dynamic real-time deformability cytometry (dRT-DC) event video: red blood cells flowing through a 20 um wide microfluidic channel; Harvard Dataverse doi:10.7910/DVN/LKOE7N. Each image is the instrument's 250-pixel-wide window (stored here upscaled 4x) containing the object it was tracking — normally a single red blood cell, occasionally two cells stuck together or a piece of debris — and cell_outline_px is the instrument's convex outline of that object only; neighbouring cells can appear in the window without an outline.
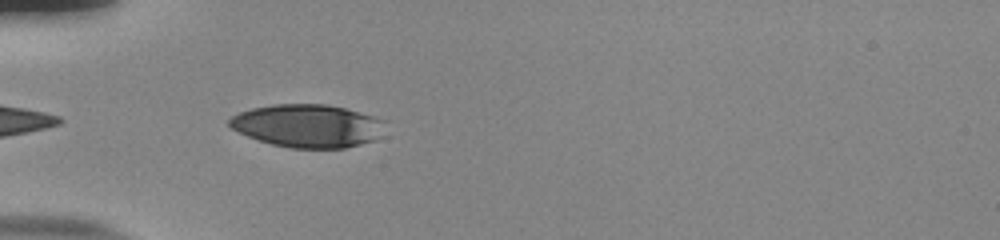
{"species": "human", "species_latin": "Homo sapiens", "temperature_condition": "room temperature", "stored_images_in_passage": 33, "camera_frame_rate_fps": 3000, "um_per_image_px": 0.085, "donor": {"sex": "male"}, "frame": {"image": 1, "passage_image": 2, "time_ms": 0.333, "image_size_px": [1000, 240], "cell_outline_px": [[388, 120], [380, 136], [376, 140], [344, 148], [292, 148], [272, 144], [248, 136], [232, 128], [228, 124], [228, 120], [232, 116], [240, 112], [252, 108], [272, 104], [328, 104], [344, 108]], "centroid_in_image_um": [26.2, 10.69], "position_along_channel_um": 58.8, "area_um2": 39.13}}
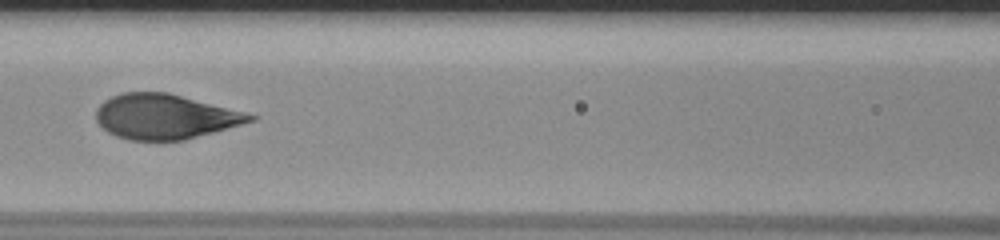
{"frame": {"image": 2, "passage_image": 10, "time_ms": 3.0, "image_size_px": [1000, 240], "cell_outline_px": [[256, 120], [184, 140], [128, 140], [116, 136], [108, 132], [96, 120], [96, 108], [104, 100], [112, 96], [124, 92], [168, 92], [244, 112], [256, 116]], "centroid_in_image_um": [13.99, 9.91], "position_along_channel_um": 152.6, "area_um2": 39.94}}
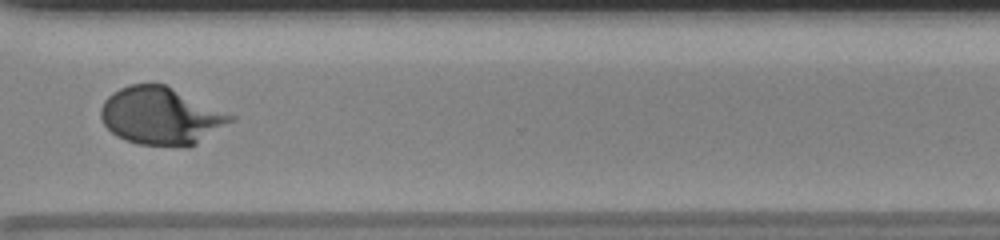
{"frame": {"image": 3, "passage_image": 26, "time_ms": 8.333, "image_size_px": [1000, 240], "cell_outline_px": [[236, 120], [196, 144], [188, 148], [184, 148], [136, 144], [116, 136], [104, 124], [100, 116], [100, 108], [104, 100], [112, 92], [128, 84], [164, 84], [236, 116]], "centroid_in_image_um": [13.69, 9.88], "position_along_channel_um": 356.9, "area_um2": 43.87}, "authors_computed_cell_mechanics": {"area_um2": 42.483, "velocity_mm_per_s": 3.8283, "shape_relaxation_time_tau1_ms": 4.2588, "shape_relaxation_time_tau2_ms": null, "deformation_change_tau1": 0.2155, "deformation_change_tau2": null}}